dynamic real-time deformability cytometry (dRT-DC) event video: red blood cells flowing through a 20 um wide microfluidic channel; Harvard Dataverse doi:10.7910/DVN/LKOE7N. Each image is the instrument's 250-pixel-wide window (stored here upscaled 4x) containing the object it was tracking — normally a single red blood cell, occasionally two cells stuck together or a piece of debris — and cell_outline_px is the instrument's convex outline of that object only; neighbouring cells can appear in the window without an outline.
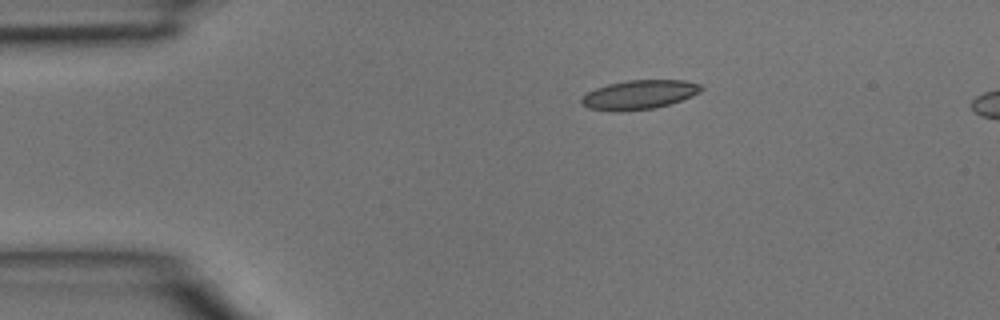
{"species": "common noctule bat (a hibernating species)", "species_latin": "Nyctalus noctula", "temperature_condition": "room temperature", "stored_images_in_passage": 2, "camera_frame_rate_fps": 3000, "um_per_image_px": 0.085, "animal": {"sex": "male", "body_mass_g": 15.6}, "frame": {"image": 1, "passage_image": 2, "time_ms": 0.333, "image_size_px": [1000, 320], "cell_outline_px": [[704, 88], [700, 92], [692, 96], [668, 104], [652, 108], [620, 112], [616, 112], [588, 108], [580, 104], [580, 100], [588, 92], [596, 88], [608, 84], [628, 80], [684, 80], [700, 84]], "centroid_in_image_um": [54.31, 8.05], "position_along_channel_um": 30.7, "area_um2": 20.29}}